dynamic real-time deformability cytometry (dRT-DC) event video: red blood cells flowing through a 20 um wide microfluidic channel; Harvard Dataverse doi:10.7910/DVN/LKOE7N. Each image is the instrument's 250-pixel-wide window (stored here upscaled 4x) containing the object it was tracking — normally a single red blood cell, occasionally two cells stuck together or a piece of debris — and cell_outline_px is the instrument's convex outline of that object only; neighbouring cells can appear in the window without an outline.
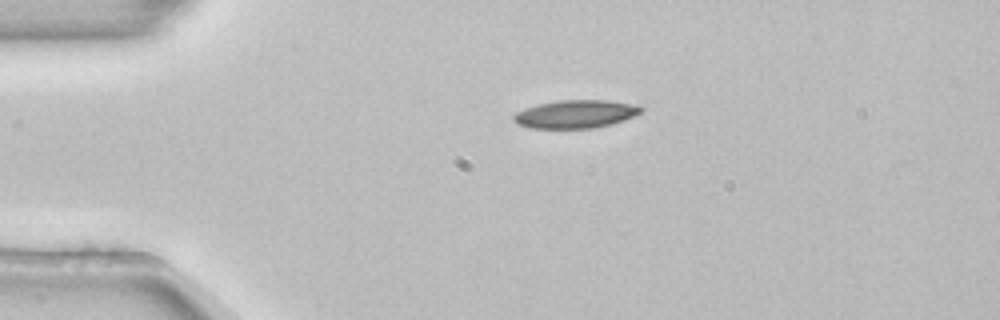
{"species": "common noctule bat (a hibernating species)", "species_latin": "Nyctalus noctula", "temperature_condition": "room temperature", "stored_images_in_passage": 2, "camera_frame_rate_fps": 3000, "um_per_image_px": 0.085, "animal": {"sex": "female", "body_mass_g": 22.7, "forearm_length_mm": 54.2}, "frame": {"image": 1, "passage_image": 2, "time_ms": 0.333, "image_size_px": [1000, 320], "cell_outline_px": [[644, 108], [640, 112], [624, 120], [612, 124], [596, 128], [528, 128], [516, 124], [512, 120], [512, 116], [516, 112], [540, 104], [560, 100], [604, 100], [632, 104]], "centroid_in_image_um": [48.89, 9.71], "position_along_channel_um": 36.1, "area_um2": 20.69}}